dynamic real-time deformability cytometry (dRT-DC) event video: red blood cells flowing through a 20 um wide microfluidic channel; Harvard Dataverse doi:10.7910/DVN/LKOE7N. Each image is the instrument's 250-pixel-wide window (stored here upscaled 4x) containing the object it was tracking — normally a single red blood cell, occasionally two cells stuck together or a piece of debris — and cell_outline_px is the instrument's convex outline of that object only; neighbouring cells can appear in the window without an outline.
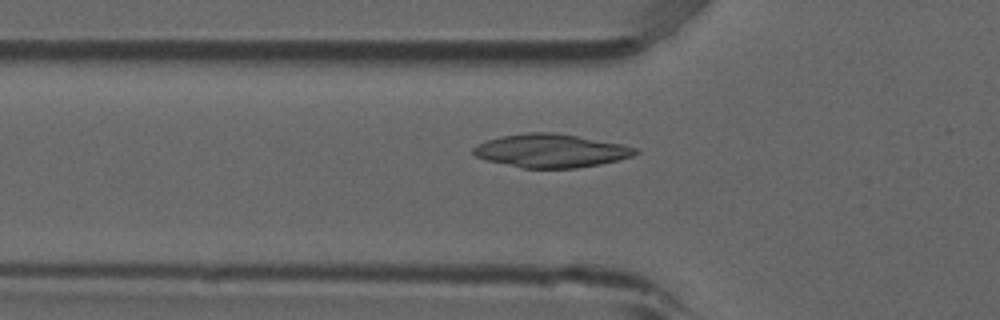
{"species": "common noctule bat (a hibernating species)", "species_latin": "Nyctalus noctula", "temperature_condition": "room temperature", "stored_images_in_passage": 53, "camera_frame_rate_fps": 3000, "um_per_image_px": 0.085, "animal": {"sex": "male", "forearm_length_mm": 52.5}, "frame": {"image": 1, "passage_image": 18, "time_ms": 5.667, "image_size_px": [1000, 320], "cell_outline_px": [[640, 152], [632, 156], [600, 164], [576, 168], [520, 168], [484, 160], [476, 156], [472, 152], [472, 148], [476, 144], [500, 136], [524, 132], [552, 132], [576, 136], [620, 144], [640, 148]], "centroid_in_image_um": [46.78, 12.81], "position_along_channel_um": 79.0, "area_um2": 31.62}}
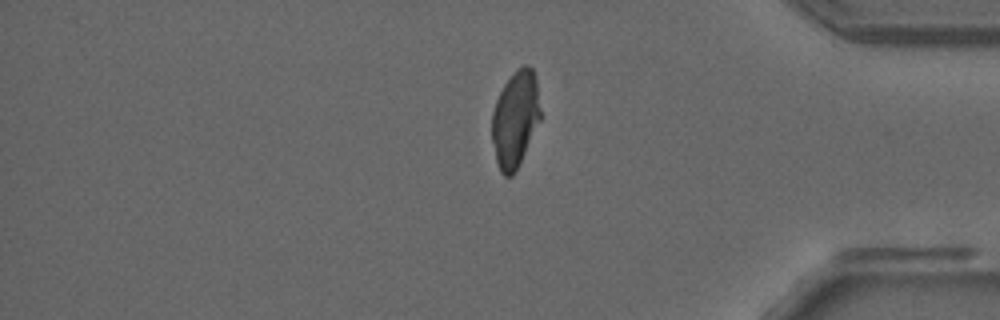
{"frame": {"image": 2, "passage_image": 44, "time_ms": 14.333, "image_size_px": [1000, 320], "cell_outline_px": [[540, 120], [512, 176], [504, 176], [500, 172], [496, 160], [492, 140], [492, 112], [496, 100], [504, 84], [516, 68], [524, 64], [528, 64], [532, 68], [536, 80], [540, 108]], "centroid_in_image_um": [43.78, 10.07], "position_along_channel_um": 391.4, "area_um2": 26.88}}
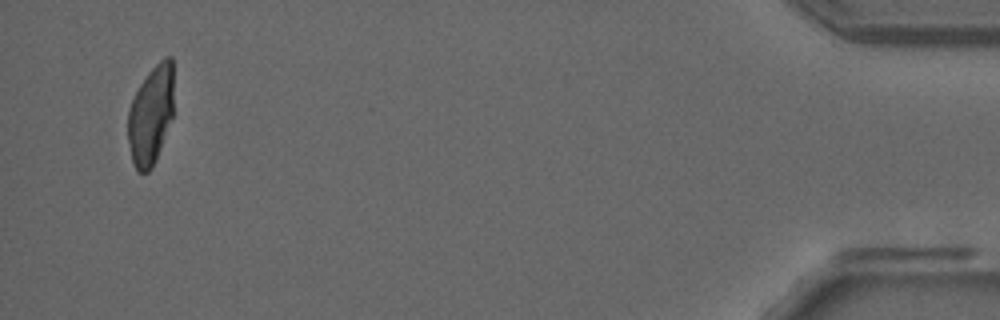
{"frame": {"image": 3, "passage_image": 51, "time_ms": 16.667, "image_size_px": [1000, 320], "cell_outline_px": [[172, 116], [156, 160], [152, 168], [148, 172], [136, 172], [132, 164], [128, 140], [128, 112], [132, 100], [140, 84], [148, 72], [164, 56], [172, 56]], "centroid_in_image_um": [12.8, 9.81], "position_along_channel_um": 422.4, "area_um2": 26.24}, "authors_computed_cell_mechanics": {"area_um2": 28.4954, "velocity_mm_per_s": 3.8797, "shape_relaxation_time_tau1_ms": null, "shape_relaxation_time_tau2_ms": 0.9439, "deformation_change_tau1": null, "deformation_change_tau2": 0.0288}}